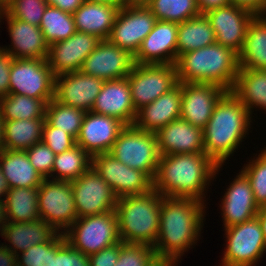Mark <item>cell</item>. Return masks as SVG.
<instances>
[{
	"instance_id": "cell-18",
	"label": "cell",
	"mask_w": 266,
	"mask_h": 266,
	"mask_svg": "<svg viewBox=\"0 0 266 266\" xmlns=\"http://www.w3.org/2000/svg\"><path fill=\"white\" fill-rule=\"evenodd\" d=\"M182 100L180 118L202 130L210 120L216 103L227 92L214 83L181 82Z\"/></svg>"
},
{
	"instance_id": "cell-57",
	"label": "cell",
	"mask_w": 266,
	"mask_h": 266,
	"mask_svg": "<svg viewBox=\"0 0 266 266\" xmlns=\"http://www.w3.org/2000/svg\"><path fill=\"white\" fill-rule=\"evenodd\" d=\"M100 2H104V3H109L112 5H115L119 8H121L122 6L126 5L127 3H130V0H97Z\"/></svg>"
},
{
	"instance_id": "cell-31",
	"label": "cell",
	"mask_w": 266,
	"mask_h": 266,
	"mask_svg": "<svg viewBox=\"0 0 266 266\" xmlns=\"http://www.w3.org/2000/svg\"><path fill=\"white\" fill-rule=\"evenodd\" d=\"M240 69L266 70V18L256 15L249 23L238 54Z\"/></svg>"
},
{
	"instance_id": "cell-48",
	"label": "cell",
	"mask_w": 266,
	"mask_h": 266,
	"mask_svg": "<svg viewBox=\"0 0 266 266\" xmlns=\"http://www.w3.org/2000/svg\"><path fill=\"white\" fill-rule=\"evenodd\" d=\"M12 59L9 53L0 50V98L9 94V76Z\"/></svg>"
},
{
	"instance_id": "cell-28",
	"label": "cell",
	"mask_w": 266,
	"mask_h": 266,
	"mask_svg": "<svg viewBox=\"0 0 266 266\" xmlns=\"http://www.w3.org/2000/svg\"><path fill=\"white\" fill-rule=\"evenodd\" d=\"M119 7L86 0L74 13V23L78 32L89 33L101 40L109 39Z\"/></svg>"
},
{
	"instance_id": "cell-37",
	"label": "cell",
	"mask_w": 266,
	"mask_h": 266,
	"mask_svg": "<svg viewBox=\"0 0 266 266\" xmlns=\"http://www.w3.org/2000/svg\"><path fill=\"white\" fill-rule=\"evenodd\" d=\"M39 28L48 45L66 40L77 31L73 14L52 5H47Z\"/></svg>"
},
{
	"instance_id": "cell-30",
	"label": "cell",
	"mask_w": 266,
	"mask_h": 266,
	"mask_svg": "<svg viewBox=\"0 0 266 266\" xmlns=\"http://www.w3.org/2000/svg\"><path fill=\"white\" fill-rule=\"evenodd\" d=\"M231 92L251 115L257 110L266 113V70L239 69Z\"/></svg>"
},
{
	"instance_id": "cell-44",
	"label": "cell",
	"mask_w": 266,
	"mask_h": 266,
	"mask_svg": "<svg viewBox=\"0 0 266 266\" xmlns=\"http://www.w3.org/2000/svg\"><path fill=\"white\" fill-rule=\"evenodd\" d=\"M25 151L33 167L43 178H48L52 173L56 154L42 141Z\"/></svg>"
},
{
	"instance_id": "cell-53",
	"label": "cell",
	"mask_w": 266,
	"mask_h": 266,
	"mask_svg": "<svg viewBox=\"0 0 266 266\" xmlns=\"http://www.w3.org/2000/svg\"><path fill=\"white\" fill-rule=\"evenodd\" d=\"M147 266H178V263L169 258L156 257Z\"/></svg>"
},
{
	"instance_id": "cell-36",
	"label": "cell",
	"mask_w": 266,
	"mask_h": 266,
	"mask_svg": "<svg viewBox=\"0 0 266 266\" xmlns=\"http://www.w3.org/2000/svg\"><path fill=\"white\" fill-rule=\"evenodd\" d=\"M92 166V157L79 145L55 156L51 175L53 180L73 181Z\"/></svg>"
},
{
	"instance_id": "cell-34",
	"label": "cell",
	"mask_w": 266,
	"mask_h": 266,
	"mask_svg": "<svg viewBox=\"0 0 266 266\" xmlns=\"http://www.w3.org/2000/svg\"><path fill=\"white\" fill-rule=\"evenodd\" d=\"M37 200L38 187L9 189L4 199L7 222H32L40 219Z\"/></svg>"
},
{
	"instance_id": "cell-46",
	"label": "cell",
	"mask_w": 266,
	"mask_h": 266,
	"mask_svg": "<svg viewBox=\"0 0 266 266\" xmlns=\"http://www.w3.org/2000/svg\"><path fill=\"white\" fill-rule=\"evenodd\" d=\"M56 266H91L87 255L66 242L56 252Z\"/></svg>"
},
{
	"instance_id": "cell-45",
	"label": "cell",
	"mask_w": 266,
	"mask_h": 266,
	"mask_svg": "<svg viewBox=\"0 0 266 266\" xmlns=\"http://www.w3.org/2000/svg\"><path fill=\"white\" fill-rule=\"evenodd\" d=\"M42 142L47 145L56 155L73 148L76 139L65 131L51 126L45 121L42 132Z\"/></svg>"
},
{
	"instance_id": "cell-51",
	"label": "cell",
	"mask_w": 266,
	"mask_h": 266,
	"mask_svg": "<svg viewBox=\"0 0 266 266\" xmlns=\"http://www.w3.org/2000/svg\"><path fill=\"white\" fill-rule=\"evenodd\" d=\"M17 264V255L0 243V266H14Z\"/></svg>"
},
{
	"instance_id": "cell-20",
	"label": "cell",
	"mask_w": 266,
	"mask_h": 266,
	"mask_svg": "<svg viewBox=\"0 0 266 266\" xmlns=\"http://www.w3.org/2000/svg\"><path fill=\"white\" fill-rule=\"evenodd\" d=\"M104 80L81 71L55 76V99L60 103L89 112L92 110Z\"/></svg>"
},
{
	"instance_id": "cell-23",
	"label": "cell",
	"mask_w": 266,
	"mask_h": 266,
	"mask_svg": "<svg viewBox=\"0 0 266 266\" xmlns=\"http://www.w3.org/2000/svg\"><path fill=\"white\" fill-rule=\"evenodd\" d=\"M4 20L11 44L2 46V50L12 58L47 59L49 45L38 26L12 18L5 10Z\"/></svg>"
},
{
	"instance_id": "cell-15",
	"label": "cell",
	"mask_w": 266,
	"mask_h": 266,
	"mask_svg": "<svg viewBox=\"0 0 266 266\" xmlns=\"http://www.w3.org/2000/svg\"><path fill=\"white\" fill-rule=\"evenodd\" d=\"M214 29L216 43L240 53L249 23L256 16L247 8L228 4L204 13Z\"/></svg>"
},
{
	"instance_id": "cell-40",
	"label": "cell",
	"mask_w": 266,
	"mask_h": 266,
	"mask_svg": "<svg viewBox=\"0 0 266 266\" xmlns=\"http://www.w3.org/2000/svg\"><path fill=\"white\" fill-rule=\"evenodd\" d=\"M63 233H57L50 241L30 247L17 255L19 266H56V252L66 243Z\"/></svg>"
},
{
	"instance_id": "cell-27",
	"label": "cell",
	"mask_w": 266,
	"mask_h": 266,
	"mask_svg": "<svg viewBox=\"0 0 266 266\" xmlns=\"http://www.w3.org/2000/svg\"><path fill=\"white\" fill-rule=\"evenodd\" d=\"M57 233L43 219H38L32 222H7L0 236L5 239L4 242L7 241L2 244L19 255L34 245L50 241Z\"/></svg>"
},
{
	"instance_id": "cell-26",
	"label": "cell",
	"mask_w": 266,
	"mask_h": 266,
	"mask_svg": "<svg viewBox=\"0 0 266 266\" xmlns=\"http://www.w3.org/2000/svg\"><path fill=\"white\" fill-rule=\"evenodd\" d=\"M181 82L169 92L160 95L154 102L137 111L134 126L143 131L156 133L181 114Z\"/></svg>"
},
{
	"instance_id": "cell-56",
	"label": "cell",
	"mask_w": 266,
	"mask_h": 266,
	"mask_svg": "<svg viewBox=\"0 0 266 266\" xmlns=\"http://www.w3.org/2000/svg\"><path fill=\"white\" fill-rule=\"evenodd\" d=\"M6 223L7 220L5 215V203L4 200H0V234L2 233V230Z\"/></svg>"
},
{
	"instance_id": "cell-55",
	"label": "cell",
	"mask_w": 266,
	"mask_h": 266,
	"mask_svg": "<svg viewBox=\"0 0 266 266\" xmlns=\"http://www.w3.org/2000/svg\"><path fill=\"white\" fill-rule=\"evenodd\" d=\"M256 216L261 223L264 237L266 239V205L259 207V210Z\"/></svg>"
},
{
	"instance_id": "cell-17",
	"label": "cell",
	"mask_w": 266,
	"mask_h": 266,
	"mask_svg": "<svg viewBox=\"0 0 266 266\" xmlns=\"http://www.w3.org/2000/svg\"><path fill=\"white\" fill-rule=\"evenodd\" d=\"M101 39L76 31L66 40L49 45L47 62L55 76L80 71L84 60L96 49Z\"/></svg>"
},
{
	"instance_id": "cell-21",
	"label": "cell",
	"mask_w": 266,
	"mask_h": 266,
	"mask_svg": "<svg viewBox=\"0 0 266 266\" xmlns=\"http://www.w3.org/2000/svg\"><path fill=\"white\" fill-rule=\"evenodd\" d=\"M178 23L160 21L142 41L134 55L136 64H176Z\"/></svg>"
},
{
	"instance_id": "cell-33",
	"label": "cell",
	"mask_w": 266,
	"mask_h": 266,
	"mask_svg": "<svg viewBox=\"0 0 266 266\" xmlns=\"http://www.w3.org/2000/svg\"><path fill=\"white\" fill-rule=\"evenodd\" d=\"M46 119L4 120L3 149L25 151L42 141Z\"/></svg>"
},
{
	"instance_id": "cell-49",
	"label": "cell",
	"mask_w": 266,
	"mask_h": 266,
	"mask_svg": "<svg viewBox=\"0 0 266 266\" xmlns=\"http://www.w3.org/2000/svg\"><path fill=\"white\" fill-rule=\"evenodd\" d=\"M231 4L251 10L256 15H263L266 12V0H229Z\"/></svg>"
},
{
	"instance_id": "cell-19",
	"label": "cell",
	"mask_w": 266,
	"mask_h": 266,
	"mask_svg": "<svg viewBox=\"0 0 266 266\" xmlns=\"http://www.w3.org/2000/svg\"><path fill=\"white\" fill-rule=\"evenodd\" d=\"M230 182L224 189L226 191L221 196V204L218 206L223 228L251 220L256 217L259 210L250 182L241 170Z\"/></svg>"
},
{
	"instance_id": "cell-50",
	"label": "cell",
	"mask_w": 266,
	"mask_h": 266,
	"mask_svg": "<svg viewBox=\"0 0 266 266\" xmlns=\"http://www.w3.org/2000/svg\"><path fill=\"white\" fill-rule=\"evenodd\" d=\"M48 5L55 6L64 12L73 14L86 0H45Z\"/></svg>"
},
{
	"instance_id": "cell-13",
	"label": "cell",
	"mask_w": 266,
	"mask_h": 266,
	"mask_svg": "<svg viewBox=\"0 0 266 266\" xmlns=\"http://www.w3.org/2000/svg\"><path fill=\"white\" fill-rule=\"evenodd\" d=\"M92 167L108 183L117 198L153 190V180L145 172L123 164L110 153L92 156Z\"/></svg>"
},
{
	"instance_id": "cell-4",
	"label": "cell",
	"mask_w": 266,
	"mask_h": 266,
	"mask_svg": "<svg viewBox=\"0 0 266 266\" xmlns=\"http://www.w3.org/2000/svg\"><path fill=\"white\" fill-rule=\"evenodd\" d=\"M178 82L214 83L231 91L239 72L238 54L219 43L181 54L175 64Z\"/></svg>"
},
{
	"instance_id": "cell-14",
	"label": "cell",
	"mask_w": 266,
	"mask_h": 266,
	"mask_svg": "<svg viewBox=\"0 0 266 266\" xmlns=\"http://www.w3.org/2000/svg\"><path fill=\"white\" fill-rule=\"evenodd\" d=\"M70 183L74 195L77 218L115 210L118 198L108 183L92 166Z\"/></svg>"
},
{
	"instance_id": "cell-6",
	"label": "cell",
	"mask_w": 266,
	"mask_h": 266,
	"mask_svg": "<svg viewBox=\"0 0 266 266\" xmlns=\"http://www.w3.org/2000/svg\"><path fill=\"white\" fill-rule=\"evenodd\" d=\"M63 234L73 248L87 256L121 242L115 210L77 218Z\"/></svg>"
},
{
	"instance_id": "cell-32",
	"label": "cell",
	"mask_w": 266,
	"mask_h": 266,
	"mask_svg": "<svg viewBox=\"0 0 266 266\" xmlns=\"http://www.w3.org/2000/svg\"><path fill=\"white\" fill-rule=\"evenodd\" d=\"M215 42L214 29L204 13L178 23L177 59L183 53L207 47Z\"/></svg>"
},
{
	"instance_id": "cell-25",
	"label": "cell",
	"mask_w": 266,
	"mask_h": 266,
	"mask_svg": "<svg viewBox=\"0 0 266 266\" xmlns=\"http://www.w3.org/2000/svg\"><path fill=\"white\" fill-rule=\"evenodd\" d=\"M155 134L160 155L205 153L203 130L182 118L175 119Z\"/></svg>"
},
{
	"instance_id": "cell-54",
	"label": "cell",
	"mask_w": 266,
	"mask_h": 266,
	"mask_svg": "<svg viewBox=\"0 0 266 266\" xmlns=\"http://www.w3.org/2000/svg\"><path fill=\"white\" fill-rule=\"evenodd\" d=\"M9 191V187L6 181V178L1 170L0 166V200H4L7 193Z\"/></svg>"
},
{
	"instance_id": "cell-7",
	"label": "cell",
	"mask_w": 266,
	"mask_h": 266,
	"mask_svg": "<svg viewBox=\"0 0 266 266\" xmlns=\"http://www.w3.org/2000/svg\"><path fill=\"white\" fill-rule=\"evenodd\" d=\"M220 266H256L266 253V239L259 219L224 228Z\"/></svg>"
},
{
	"instance_id": "cell-2",
	"label": "cell",
	"mask_w": 266,
	"mask_h": 266,
	"mask_svg": "<svg viewBox=\"0 0 266 266\" xmlns=\"http://www.w3.org/2000/svg\"><path fill=\"white\" fill-rule=\"evenodd\" d=\"M223 167L205 153L161 155L153 189L162 196L191 198L208 205L207 190Z\"/></svg>"
},
{
	"instance_id": "cell-3",
	"label": "cell",
	"mask_w": 266,
	"mask_h": 266,
	"mask_svg": "<svg viewBox=\"0 0 266 266\" xmlns=\"http://www.w3.org/2000/svg\"><path fill=\"white\" fill-rule=\"evenodd\" d=\"M253 117L241 101L231 91H227L216 103L203 129L205 154L218 166L225 165L249 137L255 121Z\"/></svg>"
},
{
	"instance_id": "cell-39",
	"label": "cell",
	"mask_w": 266,
	"mask_h": 266,
	"mask_svg": "<svg viewBox=\"0 0 266 266\" xmlns=\"http://www.w3.org/2000/svg\"><path fill=\"white\" fill-rule=\"evenodd\" d=\"M145 5L160 21L182 23L201 14L197 0H150Z\"/></svg>"
},
{
	"instance_id": "cell-8",
	"label": "cell",
	"mask_w": 266,
	"mask_h": 266,
	"mask_svg": "<svg viewBox=\"0 0 266 266\" xmlns=\"http://www.w3.org/2000/svg\"><path fill=\"white\" fill-rule=\"evenodd\" d=\"M109 153L123 164L155 177L160 153L156 134L126 125L119 133Z\"/></svg>"
},
{
	"instance_id": "cell-29",
	"label": "cell",
	"mask_w": 266,
	"mask_h": 266,
	"mask_svg": "<svg viewBox=\"0 0 266 266\" xmlns=\"http://www.w3.org/2000/svg\"><path fill=\"white\" fill-rule=\"evenodd\" d=\"M0 166L9 189L39 187L43 176L30 163L26 151H0Z\"/></svg>"
},
{
	"instance_id": "cell-58",
	"label": "cell",
	"mask_w": 266,
	"mask_h": 266,
	"mask_svg": "<svg viewBox=\"0 0 266 266\" xmlns=\"http://www.w3.org/2000/svg\"><path fill=\"white\" fill-rule=\"evenodd\" d=\"M3 123H4V120H3V116L0 110V151L3 150Z\"/></svg>"
},
{
	"instance_id": "cell-10",
	"label": "cell",
	"mask_w": 266,
	"mask_h": 266,
	"mask_svg": "<svg viewBox=\"0 0 266 266\" xmlns=\"http://www.w3.org/2000/svg\"><path fill=\"white\" fill-rule=\"evenodd\" d=\"M9 93L36 99L55 98V75L47 59L13 58Z\"/></svg>"
},
{
	"instance_id": "cell-5",
	"label": "cell",
	"mask_w": 266,
	"mask_h": 266,
	"mask_svg": "<svg viewBox=\"0 0 266 266\" xmlns=\"http://www.w3.org/2000/svg\"><path fill=\"white\" fill-rule=\"evenodd\" d=\"M162 195L154 189L117 199L115 208L120 240L154 246L158 237Z\"/></svg>"
},
{
	"instance_id": "cell-9",
	"label": "cell",
	"mask_w": 266,
	"mask_h": 266,
	"mask_svg": "<svg viewBox=\"0 0 266 266\" xmlns=\"http://www.w3.org/2000/svg\"><path fill=\"white\" fill-rule=\"evenodd\" d=\"M40 219L64 233L77 219L74 195L69 181L44 178L38 187Z\"/></svg>"
},
{
	"instance_id": "cell-24",
	"label": "cell",
	"mask_w": 266,
	"mask_h": 266,
	"mask_svg": "<svg viewBox=\"0 0 266 266\" xmlns=\"http://www.w3.org/2000/svg\"><path fill=\"white\" fill-rule=\"evenodd\" d=\"M91 112L112 116L118 118L125 125H133L137 110L133 105L127 77L104 80Z\"/></svg>"
},
{
	"instance_id": "cell-12",
	"label": "cell",
	"mask_w": 266,
	"mask_h": 266,
	"mask_svg": "<svg viewBox=\"0 0 266 266\" xmlns=\"http://www.w3.org/2000/svg\"><path fill=\"white\" fill-rule=\"evenodd\" d=\"M156 22L145 4L127 3L118 10L109 40L134 56Z\"/></svg>"
},
{
	"instance_id": "cell-41",
	"label": "cell",
	"mask_w": 266,
	"mask_h": 266,
	"mask_svg": "<svg viewBox=\"0 0 266 266\" xmlns=\"http://www.w3.org/2000/svg\"><path fill=\"white\" fill-rule=\"evenodd\" d=\"M247 158L249 162L244 163L240 169L248 178L255 201L259 207L266 205V147ZM258 155V156H257ZM253 157V158H252Z\"/></svg>"
},
{
	"instance_id": "cell-1",
	"label": "cell",
	"mask_w": 266,
	"mask_h": 266,
	"mask_svg": "<svg viewBox=\"0 0 266 266\" xmlns=\"http://www.w3.org/2000/svg\"><path fill=\"white\" fill-rule=\"evenodd\" d=\"M206 206L191 198L162 197L158 237L153 246L156 257L179 264L183 255L195 248L202 239Z\"/></svg>"
},
{
	"instance_id": "cell-16",
	"label": "cell",
	"mask_w": 266,
	"mask_h": 266,
	"mask_svg": "<svg viewBox=\"0 0 266 266\" xmlns=\"http://www.w3.org/2000/svg\"><path fill=\"white\" fill-rule=\"evenodd\" d=\"M134 65V56L130 52L109 39H103L84 60L80 71L103 80H116L127 77Z\"/></svg>"
},
{
	"instance_id": "cell-22",
	"label": "cell",
	"mask_w": 266,
	"mask_h": 266,
	"mask_svg": "<svg viewBox=\"0 0 266 266\" xmlns=\"http://www.w3.org/2000/svg\"><path fill=\"white\" fill-rule=\"evenodd\" d=\"M125 126L118 118L86 112L76 145L81 146L91 157L99 153H109Z\"/></svg>"
},
{
	"instance_id": "cell-38",
	"label": "cell",
	"mask_w": 266,
	"mask_h": 266,
	"mask_svg": "<svg viewBox=\"0 0 266 266\" xmlns=\"http://www.w3.org/2000/svg\"><path fill=\"white\" fill-rule=\"evenodd\" d=\"M85 114V110L66 106L53 98L47 103L45 118L51 126L77 139Z\"/></svg>"
},
{
	"instance_id": "cell-47",
	"label": "cell",
	"mask_w": 266,
	"mask_h": 266,
	"mask_svg": "<svg viewBox=\"0 0 266 266\" xmlns=\"http://www.w3.org/2000/svg\"><path fill=\"white\" fill-rule=\"evenodd\" d=\"M120 253V242L88 256L91 266H115Z\"/></svg>"
},
{
	"instance_id": "cell-35",
	"label": "cell",
	"mask_w": 266,
	"mask_h": 266,
	"mask_svg": "<svg viewBox=\"0 0 266 266\" xmlns=\"http://www.w3.org/2000/svg\"><path fill=\"white\" fill-rule=\"evenodd\" d=\"M52 99H36L26 95L9 93L0 98L3 120L46 119V106Z\"/></svg>"
},
{
	"instance_id": "cell-11",
	"label": "cell",
	"mask_w": 266,
	"mask_h": 266,
	"mask_svg": "<svg viewBox=\"0 0 266 266\" xmlns=\"http://www.w3.org/2000/svg\"><path fill=\"white\" fill-rule=\"evenodd\" d=\"M132 101L138 111L169 92L179 82L174 64H136L127 76Z\"/></svg>"
},
{
	"instance_id": "cell-61",
	"label": "cell",
	"mask_w": 266,
	"mask_h": 266,
	"mask_svg": "<svg viewBox=\"0 0 266 266\" xmlns=\"http://www.w3.org/2000/svg\"><path fill=\"white\" fill-rule=\"evenodd\" d=\"M2 21H4V10H0V25H2ZM0 50H2V45L0 46Z\"/></svg>"
},
{
	"instance_id": "cell-52",
	"label": "cell",
	"mask_w": 266,
	"mask_h": 266,
	"mask_svg": "<svg viewBox=\"0 0 266 266\" xmlns=\"http://www.w3.org/2000/svg\"><path fill=\"white\" fill-rule=\"evenodd\" d=\"M201 13H205L210 9L218 8L230 4L229 0H197Z\"/></svg>"
},
{
	"instance_id": "cell-42",
	"label": "cell",
	"mask_w": 266,
	"mask_h": 266,
	"mask_svg": "<svg viewBox=\"0 0 266 266\" xmlns=\"http://www.w3.org/2000/svg\"><path fill=\"white\" fill-rule=\"evenodd\" d=\"M47 5L45 0H15L5 11L12 18L39 27Z\"/></svg>"
},
{
	"instance_id": "cell-60",
	"label": "cell",
	"mask_w": 266,
	"mask_h": 266,
	"mask_svg": "<svg viewBox=\"0 0 266 266\" xmlns=\"http://www.w3.org/2000/svg\"><path fill=\"white\" fill-rule=\"evenodd\" d=\"M150 0H130L131 3L134 4H146Z\"/></svg>"
},
{
	"instance_id": "cell-59",
	"label": "cell",
	"mask_w": 266,
	"mask_h": 266,
	"mask_svg": "<svg viewBox=\"0 0 266 266\" xmlns=\"http://www.w3.org/2000/svg\"><path fill=\"white\" fill-rule=\"evenodd\" d=\"M15 0H0V10H5Z\"/></svg>"
},
{
	"instance_id": "cell-43",
	"label": "cell",
	"mask_w": 266,
	"mask_h": 266,
	"mask_svg": "<svg viewBox=\"0 0 266 266\" xmlns=\"http://www.w3.org/2000/svg\"><path fill=\"white\" fill-rule=\"evenodd\" d=\"M155 258L152 246L121 241L119 258L115 266H147Z\"/></svg>"
}]
</instances>
